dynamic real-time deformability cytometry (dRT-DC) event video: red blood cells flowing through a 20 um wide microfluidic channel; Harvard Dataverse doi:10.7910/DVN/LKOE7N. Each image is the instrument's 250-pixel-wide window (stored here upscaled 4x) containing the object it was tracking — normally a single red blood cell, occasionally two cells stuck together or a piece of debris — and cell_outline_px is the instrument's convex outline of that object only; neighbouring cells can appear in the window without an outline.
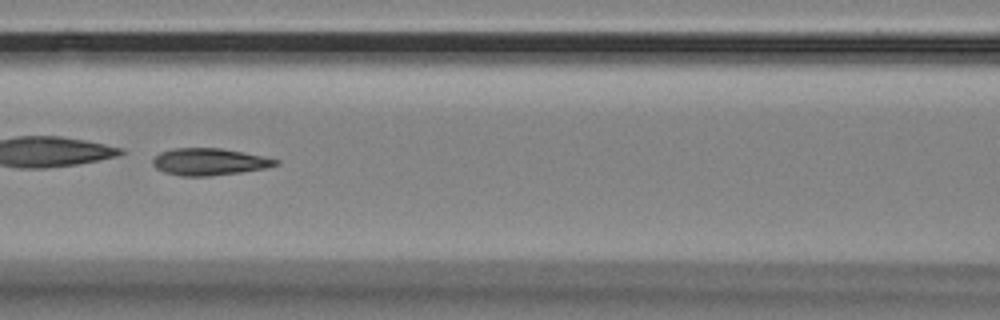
{"species": "Egyptian fruit bat (a non-hibernating species)", "species_latin": "Rousettus aegyptiacus", "temperature_condition": "room temperature", "stored_images_in_passage": 54, "camera_frame_rate_fps": 3000, "um_per_image_px": 0.085, "animal": {"sex": "female"}, "frame": {"image": 1, "passage_image": 24, "time_ms": 7.667, "image_size_px": [1000, 320], "cell_outline_px": [[280, 160], [276, 164], [264, 168], [240, 172], [208, 176], [180, 176], [164, 172], [156, 168], [152, 164], [152, 160], [160, 152], [172, 148], [220, 148], [264, 156]], "centroid_in_image_um": [17.74, 13.75], "position_along_channel_um": 148.9, "area_um2": 19.19}}
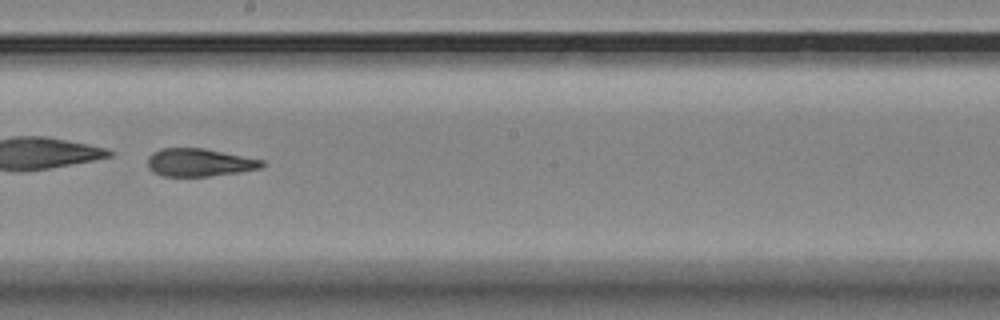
{"frame": {"image": 2, "passage_image": 31, "time_ms": 10.0, "image_size_px": [1000, 320], "cell_outline_px": [[264, 164], [260, 168], [240, 172], [208, 176], [164, 176], [152, 172], [148, 168], [148, 156], [152, 152], [160, 148], [204, 148], [264, 160]], "centroid_in_image_um": [16.91, 13.8], "position_along_channel_um": 231.3, "area_um2": 18.61}, "authors_computed_cell_mechanics": {"area_um2": 19.652, "velocity_mm_per_s": 3.5387, "shape_relaxation_time_tau1_ms": 2.064, "shape_relaxation_time_tau2_ms": 2.8119, "deformation_change_tau1": 0.2462, "deformation_change_tau2": 0.1216}}